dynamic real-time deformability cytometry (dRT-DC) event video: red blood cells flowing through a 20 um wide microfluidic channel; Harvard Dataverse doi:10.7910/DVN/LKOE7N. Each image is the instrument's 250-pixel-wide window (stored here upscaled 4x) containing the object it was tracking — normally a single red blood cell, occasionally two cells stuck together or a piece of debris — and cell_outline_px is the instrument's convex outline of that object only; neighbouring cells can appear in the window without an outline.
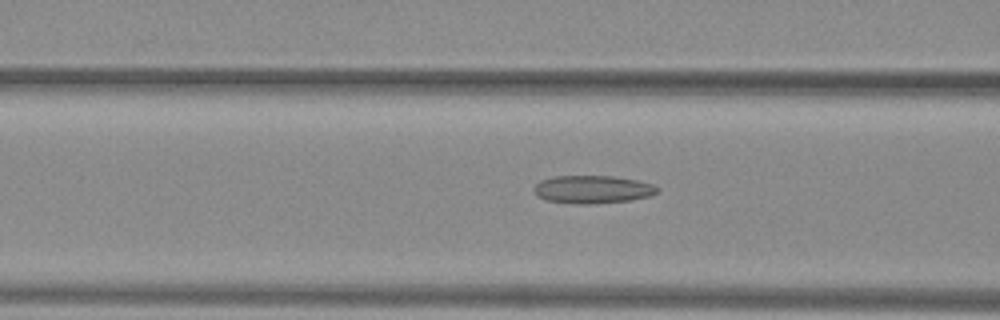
{"species": "common noctule bat (a hibernating species)", "species_latin": "Nyctalus noctula", "temperature_condition": "warm", "stored_images_in_passage": 42, "camera_frame_rate_fps": 3000, "um_per_image_px": 0.085, "animal": {"sex": "female", "body_mass_g": 29.2, "forearm_length_mm": 56.3}, "frame": {"image": 1, "passage_image": 22, "time_ms": 7.0, "image_size_px": [1000, 320], "cell_outline_px": [[660, 188], [656, 192], [648, 196], [632, 200], [596, 204], [576, 204], [544, 200], [536, 196], [532, 188], [540, 180], [552, 176], [612, 176], [636, 180], [652, 184]], "centroid_in_image_um": [50.31, 16.11], "position_along_channel_um": 116.3, "area_um2": 20.29}}
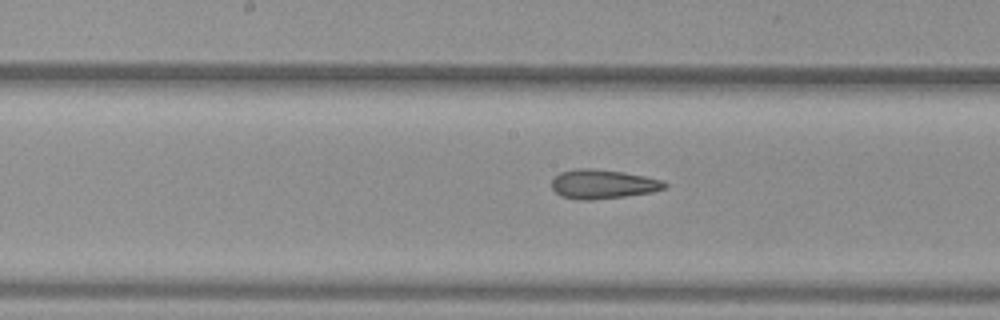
{"frame": {"image": 2, "passage_image": 28, "time_ms": 9.0, "image_size_px": [1000, 320], "cell_outline_px": [[668, 184], [664, 188], [652, 192], [624, 196], [592, 200], [576, 200], [560, 196], [552, 188], [552, 180], [560, 172], [576, 168], [592, 168], [624, 172], [664, 180]], "centroid_in_image_um": [51.23, 15.65], "position_along_channel_um": 197.0, "area_um2": 19.31}}
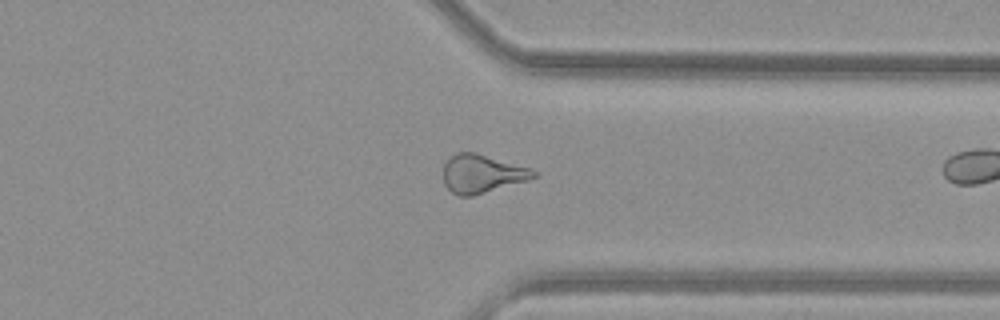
{"frame": {"image": 3, "passage_image": 41, "time_ms": 13.333, "image_size_px": [1000, 320], "cell_outline_px": [[536, 176], [528, 180], [472, 196], [456, 196], [444, 184], [444, 164], [456, 152], [476, 152], [528, 168], [536, 172]], "centroid_in_image_um": [40.93, 14.77], "position_along_channel_um": 370.5, "area_um2": 19.88}}